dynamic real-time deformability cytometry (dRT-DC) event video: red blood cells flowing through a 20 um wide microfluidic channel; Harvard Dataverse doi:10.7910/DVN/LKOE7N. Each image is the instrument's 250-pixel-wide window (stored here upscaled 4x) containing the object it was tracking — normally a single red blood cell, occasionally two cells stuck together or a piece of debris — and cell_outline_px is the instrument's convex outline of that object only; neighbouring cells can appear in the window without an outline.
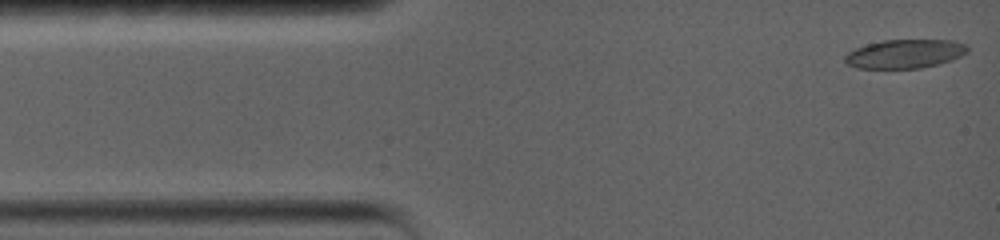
{"species": "common noctule bat (a hibernating species)", "species_latin": "Nyctalus noctula", "temperature_condition": "warm", "stored_images_in_passage": 29, "camera_frame_rate_fps": 5000, "um_per_image_px": 0.085, "animal": {"sex": "female", "body_mass_g": 19.0, "forearm_length_mm": 56.7}, "frame": {"image": 1, "passage_image": 1, "time_ms": 0.0, "image_size_px": [1000, 240], "cell_outline_px": [[968, 52], [952, 60], [940, 64], [920, 68], [856, 68], [848, 64], [844, 60], [844, 56], [848, 52], [856, 48], [868, 44], [884, 40], [952, 40], [968, 44]], "centroid_in_image_um": [76.95, 4.57], "position_along_channel_um": 8.1, "area_um2": 20.63}}
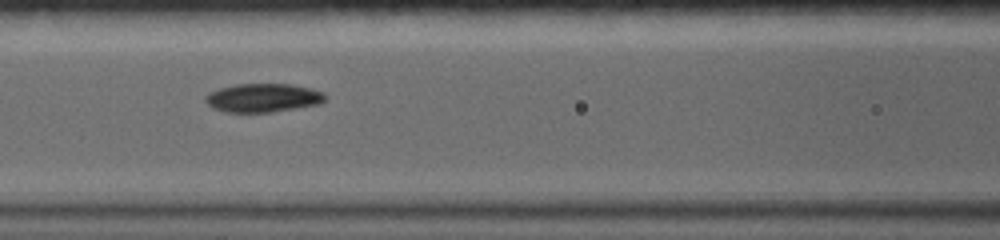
{"frame": {"image": 2, "passage_image": 13, "time_ms": 5.8, "image_size_px": [1000, 240], "cell_outline_px": [[328, 96], [320, 104], [272, 112], [224, 112], [212, 108], [204, 100], [204, 96], [220, 88], [236, 84], [292, 84], [312, 88], [324, 92]], "centroid_in_image_um": [22.39, 8.31], "position_along_channel_um": 144.2, "area_um2": 20.11}}
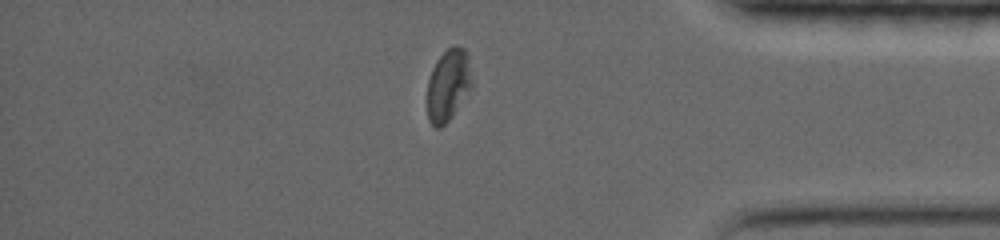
{"frame": {"image": 3, "passage_image": 25, "time_ms": 13.4, "image_size_px": [1000, 240], "cell_outline_px": [[472, 88], [452, 116], [440, 128], [432, 128], [428, 120], [428, 80], [432, 68], [436, 60], [448, 48], [456, 44], [464, 48], [468, 52], [472, 80]], "centroid_in_image_um": [38.11, 7.22], "position_along_channel_um": 397.1, "area_um2": 18.96}, "authors_computed_cell_mechanics": {"area_um2": 20.1144, "velocity_mm_per_s": 3.6031, "shape_relaxation_time_tau1_ms": 6.864, "shape_relaxation_time_tau2_ms": 3.3082, "deformation_change_tau1": 0.1984, "deformation_change_tau2": 0.0767}}